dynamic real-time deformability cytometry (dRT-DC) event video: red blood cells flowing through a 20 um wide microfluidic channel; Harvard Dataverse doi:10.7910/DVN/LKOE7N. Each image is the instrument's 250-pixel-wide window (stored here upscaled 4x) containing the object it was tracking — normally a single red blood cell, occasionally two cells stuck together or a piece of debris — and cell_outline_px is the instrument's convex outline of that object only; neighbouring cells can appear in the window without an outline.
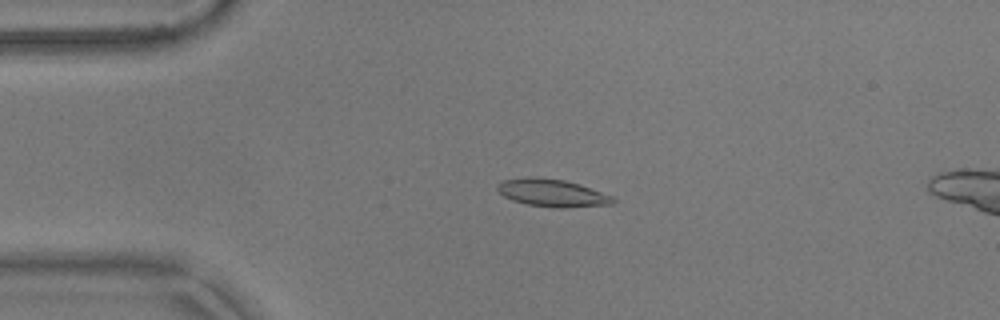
{"species": "common noctule bat (a hibernating species)", "species_latin": "Nyctalus noctula", "temperature_condition": "warm", "stored_images_in_passage": 56, "segment_of_instrument_passage": [1, 2], "camera_frame_rate_fps": 3000, "um_per_image_px": 0.085, "animal": {"sex": "male", "body_mass_g": 17.9}, "frame": {"image": 1, "passage_image": 13, "time_ms": 4.0, "image_size_px": [1000, 320], "cell_outline_px": [[616, 204], [564, 208], [556, 208], [528, 204], [512, 200], [504, 196], [496, 188], [496, 184], [500, 180], [524, 176], [536, 176], [564, 180], [580, 184], [612, 196], [616, 200]], "centroid_in_image_um": [46.91, 16.38], "position_along_channel_um": 38.1, "area_um2": 18.9}}
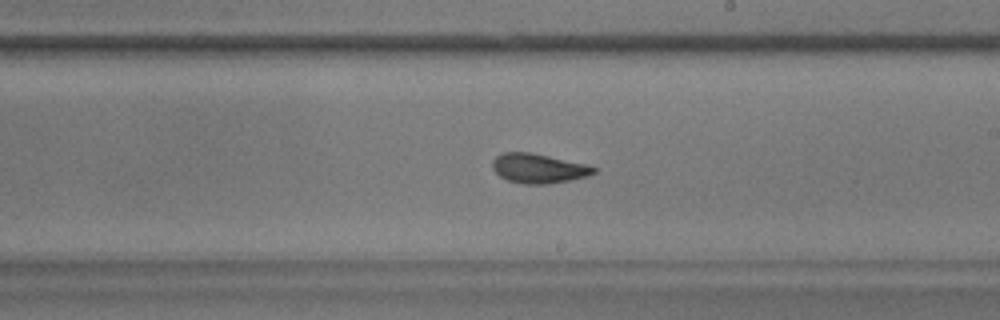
{"frame": {"image": 2, "passage_image": 32, "time_ms": 10.333, "image_size_px": [1000, 320], "cell_outline_px": [[596, 172], [588, 176], [548, 184], [524, 184], [508, 180], [500, 176], [492, 168], [492, 160], [496, 156], [504, 152], [532, 152], [584, 164], [596, 168]], "centroid_in_image_um": [45.74, 14.31], "position_along_channel_um": 243.3, "area_um2": 17.28}}
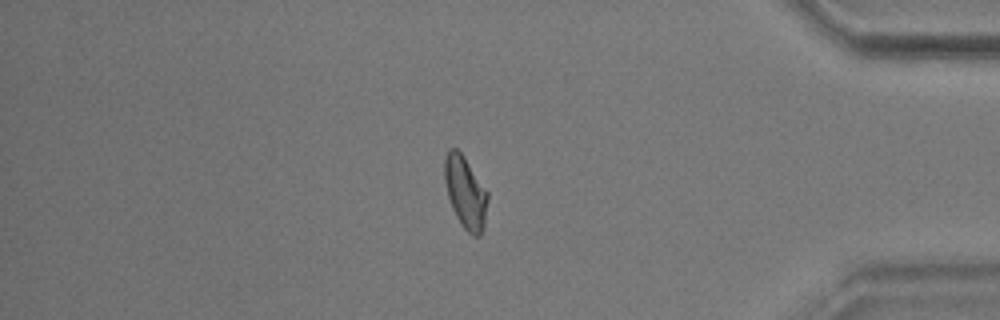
{"frame": {"image": 3, "passage_image": 47, "time_ms": 15.333, "image_size_px": [1000, 320], "cell_outline_px": [[488, 200], [484, 228], [480, 236], [472, 236], [464, 228], [456, 216], [452, 208], [448, 196], [444, 180], [444, 156], [448, 148], [456, 148], [464, 156], [488, 192]], "centroid_in_image_um": [39.56, 16.34], "position_along_channel_um": 395.6, "area_um2": 18.26}}